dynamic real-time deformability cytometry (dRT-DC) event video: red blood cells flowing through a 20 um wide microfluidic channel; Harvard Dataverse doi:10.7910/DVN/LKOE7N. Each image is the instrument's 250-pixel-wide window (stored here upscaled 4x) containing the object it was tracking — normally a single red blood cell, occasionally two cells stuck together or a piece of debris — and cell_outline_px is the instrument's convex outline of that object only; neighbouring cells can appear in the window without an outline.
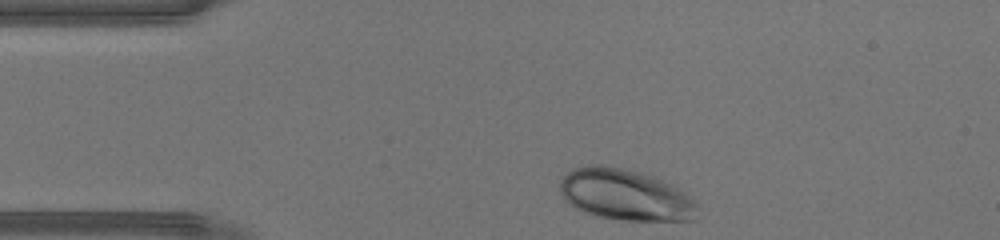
{"species": "human", "species_latin": "Homo sapiens", "temperature_condition": "warm", "stored_images_in_passage": 28, "camera_frame_rate_fps": 3000, "um_per_image_px": 0.085, "donor": {"sex": "male"}, "frame": {"image": 1, "passage_image": 1, "time_ms": 0.0, "image_size_px": [1000, 240], "cell_outline_px": [[696, 220], [624, 220], [596, 216], [580, 212], [568, 204], [564, 200], [560, 192], [560, 180], [572, 168], [588, 164], [604, 164], [644, 172], [664, 180], [672, 184], [684, 192], [696, 204]], "centroid_in_image_um": [53.09, 16.54], "position_along_channel_um": 31.9, "area_um2": 41.62}}
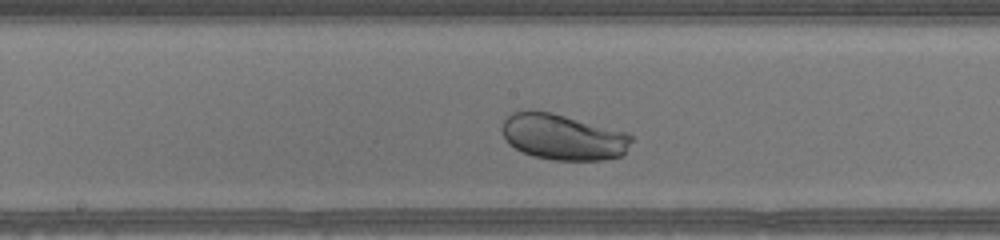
{"frame": {"image": 2, "passage_image": 15, "time_ms": 4.667, "image_size_px": [1000, 240], "cell_outline_px": [[632, 140], [624, 152], [620, 156], [604, 160], [552, 160], [532, 156], [508, 144], [504, 136], [504, 120], [512, 112], [552, 112], [628, 132], [632, 136]], "centroid_in_image_um": [47.9, 11.66], "position_along_channel_um": 200.3, "area_um2": 34.22}}
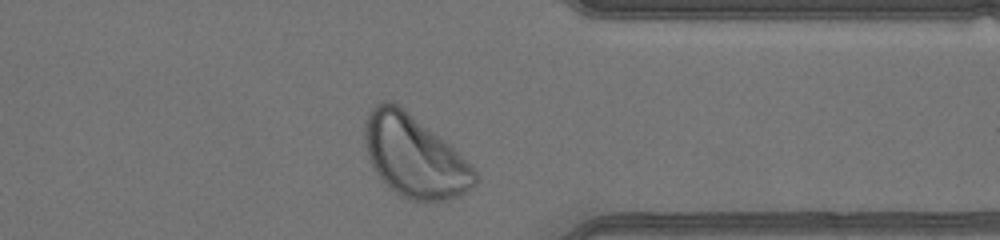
{"frame": {"image": 3, "passage_image": 27, "time_ms": 8.667, "image_size_px": [1000, 240], "cell_outline_px": [[476, 184], [472, 188], [460, 196], [448, 200], [408, 200], [400, 196], [376, 172], [372, 164], [364, 140], [364, 124], [368, 112], [380, 100], [388, 100], [400, 104], [440, 136], [476, 172]], "centroid_in_image_um": [35.19, 13.25], "position_along_channel_um": 376.2, "area_um2": 52.02}}